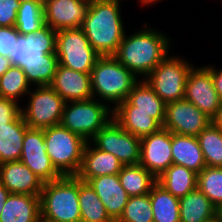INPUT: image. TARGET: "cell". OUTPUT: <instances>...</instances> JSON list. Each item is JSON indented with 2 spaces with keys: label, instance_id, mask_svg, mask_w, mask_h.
<instances>
[{
  "label": "cell",
  "instance_id": "obj_1",
  "mask_svg": "<svg viewBox=\"0 0 222 222\" xmlns=\"http://www.w3.org/2000/svg\"><path fill=\"white\" fill-rule=\"evenodd\" d=\"M56 30L48 25L35 33L19 34L9 59L26 74L30 85H50L58 66Z\"/></svg>",
  "mask_w": 222,
  "mask_h": 222
},
{
  "label": "cell",
  "instance_id": "obj_2",
  "mask_svg": "<svg viewBox=\"0 0 222 222\" xmlns=\"http://www.w3.org/2000/svg\"><path fill=\"white\" fill-rule=\"evenodd\" d=\"M119 0H90L81 29L93 49L101 56L114 55L125 31Z\"/></svg>",
  "mask_w": 222,
  "mask_h": 222
},
{
  "label": "cell",
  "instance_id": "obj_3",
  "mask_svg": "<svg viewBox=\"0 0 222 222\" xmlns=\"http://www.w3.org/2000/svg\"><path fill=\"white\" fill-rule=\"evenodd\" d=\"M169 37L155 29H142L124 35L117 52L113 55L136 77L150 72L169 54Z\"/></svg>",
  "mask_w": 222,
  "mask_h": 222
},
{
  "label": "cell",
  "instance_id": "obj_4",
  "mask_svg": "<svg viewBox=\"0 0 222 222\" xmlns=\"http://www.w3.org/2000/svg\"><path fill=\"white\" fill-rule=\"evenodd\" d=\"M90 75L93 98L96 95L101 98V102L114 103L113 108L127 99L133 85L138 81V77L113 55L100 56Z\"/></svg>",
  "mask_w": 222,
  "mask_h": 222
},
{
  "label": "cell",
  "instance_id": "obj_5",
  "mask_svg": "<svg viewBox=\"0 0 222 222\" xmlns=\"http://www.w3.org/2000/svg\"><path fill=\"white\" fill-rule=\"evenodd\" d=\"M79 178L62 176L43 183L40 194L41 217L55 222H81Z\"/></svg>",
  "mask_w": 222,
  "mask_h": 222
},
{
  "label": "cell",
  "instance_id": "obj_6",
  "mask_svg": "<svg viewBox=\"0 0 222 222\" xmlns=\"http://www.w3.org/2000/svg\"><path fill=\"white\" fill-rule=\"evenodd\" d=\"M45 149L62 176H76L82 164L87 141L61 124L43 129Z\"/></svg>",
  "mask_w": 222,
  "mask_h": 222
},
{
  "label": "cell",
  "instance_id": "obj_7",
  "mask_svg": "<svg viewBox=\"0 0 222 222\" xmlns=\"http://www.w3.org/2000/svg\"><path fill=\"white\" fill-rule=\"evenodd\" d=\"M112 119L113 108L110 109L106 103L92 98L66 102L61 125L82 136L86 141H91Z\"/></svg>",
  "mask_w": 222,
  "mask_h": 222
},
{
  "label": "cell",
  "instance_id": "obj_8",
  "mask_svg": "<svg viewBox=\"0 0 222 222\" xmlns=\"http://www.w3.org/2000/svg\"><path fill=\"white\" fill-rule=\"evenodd\" d=\"M193 66L178 56L167 55L143 78L166 103L184 99L186 79Z\"/></svg>",
  "mask_w": 222,
  "mask_h": 222
},
{
  "label": "cell",
  "instance_id": "obj_9",
  "mask_svg": "<svg viewBox=\"0 0 222 222\" xmlns=\"http://www.w3.org/2000/svg\"><path fill=\"white\" fill-rule=\"evenodd\" d=\"M55 54L59 65L82 73H91L101 56L93 49L81 28L57 31Z\"/></svg>",
  "mask_w": 222,
  "mask_h": 222
},
{
  "label": "cell",
  "instance_id": "obj_10",
  "mask_svg": "<svg viewBox=\"0 0 222 222\" xmlns=\"http://www.w3.org/2000/svg\"><path fill=\"white\" fill-rule=\"evenodd\" d=\"M29 91V103L21 108L22 117L29 128L46 129L61 124L65 101L50 86H35Z\"/></svg>",
  "mask_w": 222,
  "mask_h": 222
},
{
  "label": "cell",
  "instance_id": "obj_11",
  "mask_svg": "<svg viewBox=\"0 0 222 222\" xmlns=\"http://www.w3.org/2000/svg\"><path fill=\"white\" fill-rule=\"evenodd\" d=\"M91 140L90 143L113 154L123 165L139 164L141 138L124 130L114 118Z\"/></svg>",
  "mask_w": 222,
  "mask_h": 222
},
{
  "label": "cell",
  "instance_id": "obj_12",
  "mask_svg": "<svg viewBox=\"0 0 222 222\" xmlns=\"http://www.w3.org/2000/svg\"><path fill=\"white\" fill-rule=\"evenodd\" d=\"M211 122V118L193 103L182 99L166 104L162 127L171 133L196 137Z\"/></svg>",
  "mask_w": 222,
  "mask_h": 222
},
{
  "label": "cell",
  "instance_id": "obj_13",
  "mask_svg": "<svg viewBox=\"0 0 222 222\" xmlns=\"http://www.w3.org/2000/svg\"><path fill=\"white\" fill-rule=\"evenodd\" d=\"M184 99L193 103L211 119L221 105L210 74V66L192 67L185 85Z\"/></svg>",
  "mask_w": 222,
  "mask_h": 222
},
{
  "label": "cell",
  "instance_id": "obj_14",
  "mask_svg": "<svg viewBox=\"0 0 222 222\" xmlns=\"http://www.w3.org/2000/svg\"><path fill=\"white\" fill-rule=\"evenodd\" d=\"M20 161L44 183L62 177L46 152L43 129L26 130Z\"/></svg>",
  "mask_w": 222,
  "mask_h": 222
},
{
  "label": "cell",
  "instance_id": "obj_15",
  "mask_svg": "<svg viewBox=\"0 0 222 222\" xmlns=\"http://www.w3.org/2000/svg\"><path fill=\"white\" fill-rule=\"evenodd\" d=\"M171 145L172 133L163 127L155 133L142 137L139 164L158 178L173 164Z\"/></svg>",
  "mask_w": 222,
  "mask_h": 222
},
{
  "label": "cell",
  "instance_id": "obj_16",
  "mask_svg": "<svg viewBox=\"0 0 222 222\" xmlns=\"http://www.w3.org/2000/svg\"><path fill=\"white\" fill-rule=\"evenodd\" d=\"M45 24L53 30L81 28L90 0H43Z\"/></svg>",
  "mask_w": 222,
  "mask_h": 222
},
{
  "label": "cell",
  "instance_id": "obj_17",
  "mask_svg": "<svg viewBox=\"0 0 222 222\" xmlns=\"http://www.w3.org/2000/svg\"><path fill=\"white\" fill-rule=\"evenodd\" d=\"M113 118L124 130L142 138L162 128L165 113L134 111V106L125 100L113 109Z\"/></svg>",
  "mask_w": 222,
  "mask_h": 222
},
{
  "label": "cell",
  "instance_id": "obj_18",
  "mask_svg": "<svg viewBox=\"0 0 222 222\" xmlns=\"http://www.w3.org/2000/svg\"><path fill=\"white\" fill-rule=\"evenodd\" d=\"M90 74L78 72L58 64L50 86L65 102L90 100L93 98Z\"/></svg>",
  "mask_w": 222,
  "mask_h": 222
},
{
  "label": "cell",
  "instance_id": "obj_19",
  "mask_svg": "<svg viewBox=\"0 0 222 222\" xmlns=\"http://www.w3.org/2000/svg\"><path fill=\"white\" fill-rule=\"evenodd\" d=\"M0 183L13 194L40 195L44 182L19 160L0 164Z\"/></svg>",
  "mask_w": 222,
  "mask_h": 222
},
{
  "label": "cell",
  "instance_id": "obj_20",
  "mask_svg": "<svg viewBox=\"0 0 222 222\" xmlns=\"http://www.w3.org/2000/svg\"><path fill=\"white\" fill-rule=\"evenodd\" d=\"M88 183L103 202L107 214L116 222L129 199L127 192L120 184L118 174L94 177Z\"/></svg>",
  "mask_w": 222,
  "mask_h": 222
},
{
  "label": "cell",
  "instance_id": "obj_21",
  "mask_svg": "<svg viewBox=\"0 0 222 222\" xmlns=\"http://www.w3.org/2000/svg\"><path fill=\"white\" fill-rule=\"evenodd\" d=\"M93 146L92 148L90 141H87L82 164L76 176L82 181L88 182L94 177L119 174L124 166L123 163L113 154Z\"/></svg>",
  "mask_w": 222,
  "mask_h": 222
},
{
  "label": "cell",
  "instance_id": "obj_22",
  "mask_svg": "<svg viewBox=\"0 0 222 222\" xmlns=\"http://www.w3.org/2000/svg\"><path fill=\"white\" fill-rule=\"evenodd\" d=\"M40 216V195L10 193L0 213V222H38Z\"/></svg>",
  "mask_w": 222,
  "mask_h": 222
},
{
  "label": "cell",
  "instance_id": "obj_23",
  "mask_svg": "<svg viewBox=\"0 0 222 222\" xmlns=\"http://www.w3.org/2000/svg\"><path fill=\"white\" fill-rule=\"evenodd\" d=\"M171 153L173 164L184 166L197 174L206 167L201 147L195 136L172 133Z\"/></svg>",
  "mask_w": 222,
  "mask_h": 222
},
{
  "label": "cell",
  "instance_id": "obj_24",
  "mask_svg": "<svg viewBox=\"0 0 222 222\" xmlns=\"http://www.w3.org/2000/svg\"><path fill=\"white\" fill-rule=\"evenodd\" d=\"M28 128L22 114L13 122L0 124V164L20 160Z\"/></svg>",
  "mask_w": 222,
  "mask_h": 222
},
{
  "label": "cell",
  "instance_id": "obj_25",
  "mask_svg": "<svg viewBox=\"0 0 222 222\" xmlns=\"http://www.w3.org/2000/svg\"><path fill=\"white\" fill-rule=\"evenodd\" d=\"M180 222H205L217 216V208L198 189L179 199Z\"/></svg>",
  "mask_w": 222,
  "mask_h": 222
},
{
  "label": "cell",
  "instance_id": "obj_26",
  "mask_svg": "<svg viewBox=\"0 0 222 222\" xmlns=\"http://www.w3.org/2000/svg\"><path fill=\"white\" fill-rule=\"evenodd\" d=\"M157 183L180 199L197 188V173L184 166L172 164L158 176Z\"/></svg>",
  "mask_w": 222,
  "mask_h": 222
},
{
  "label": "cell",
  "instance_id": "obj_27",
  "mask_svg": "<svg viewBox=\"0 0 222 222\" xmlns=\"http://www.w3.org/2000/svg\"><path fill=\"white\" fill-rule=\"evenodd\" d=\"M118 177L129 197L147 195L157 183V178L140 164L124 165Z\"/></svg>",
  "mask_w": 222,
  "mask_h": 222
},
{
  "label": "cell",
  "instance_id": "obj_28",
  "mask_svg": "<svg viewBox=\"0 0 222 222\" xmlns=\"http://www.w3.org/2000/svg\"><path fill=\"white\" fill-rule=\"evenodd\" d=\"M153 222H180L179 198L156 183L150 191Z\"/></svg>",
  "mask_w": 222,
  "mask_h": 222
},
{
  "label": "cell",
  "instance_id": "obj_29",
  "mask_svg": "<svg viewBox=\"0 0 222 222\" xmlns=\"http://www.w3.org/2000/svg\"><path fill=\"white\" fill-rule=\"evenodd\" d=\"M79 207L81 222H114L107 214L103 202L88 182L79 179Z\"/></svg>",
  "mask_w": 222,
  "mask_h": 222
},
{
  "label": "cell",
  "instance_id": "obj_30",
  "mask_svg": "<svg viewBox=\"0 0 222 222\" xmlns=\"http://www.w3.org/2000/svg\"><path fill=\"white\" fill-rule=\"evenodd\" d=\"M134 111L148 113H165L166 103L154 92L150 85L142 79L137 81L126 99Z\"/></svg>",
  "mask_w": 222,
  "mask_h": 222
},
{
  "label": "cell",
  "instance_id": "obj_31",
  "mask_svg": "<svg viewBox=\"0 0 222 222\" xmlns=\"http://www.w3.org/2000/svg\"><path fill=\"white\" fill-rule=\"evenodd\" d=\"M45 25L43 1L20 3L14 24L20 34L35 33Z\"/></svg>",
  "mask_w": 222,
  "mask_h": 222
},
{
  "label": "cell",
  "instance_id": "obj_32",
  "mask_svg": "<svg viewBox=\"0 0 222 222\" xmlns=\"http://www.w3.org/2000/svg\"><path fill=\"white\" fill-rule=\"evenodd\" d=\"M196 137L206 166L222 167V131L211 122Z\"/></svg>",
  "mask_w": 222,
  "mask_h": 222
},
{
  "label": "cell",
  "instance_id": "obj_33",
  "mask_svg": "<svg viewBox=\"0 0 222 222\" xmlns=\"http://www.w3.org/2000/svg\"><path fill=\"white\" fill-rule=\"evenodd\" d=\"M30 83L19 66L12 65L0 76V96L18 102L19 97L29 93Z\"/></svg>",
  "mask_w": 222,
  "mask_h": 222
},
{
  "label": "cell",
  "instance_id": "obj_34",
  "mask_svg": "<svg viewBox=\"0 0 222 222\" xmlns=\"http://www.w3.org/2000/svg\"><path fill=\"white\" fill-rule=\"evenodd\" d=\"M197 188L218 209L222 205V167H204L197 174Z\"/></svg>",
  "mask_w": 222,
  "mask_h": 222
},
{
  "label": "cell",
  "instance_id": "obj_35",
  "mask_svg": "<svg viewBox=\"0 0 222 222\" xmlns=\"http://www.w3.org/2000/svg\"><path fill=\"white\" fill-rule=\"evenodd\" d=\"M116 222H153L150 194L129 197Z\"/></svg>",
  "mask_w": 222,
  "mask_h": 222
},
{
  "label": "cell",
  "instance_id": "obj_36",
  "mask_svg": "<svg viewBox=\"0 0 222 222\" xmlns=\"http://www.w3.org/2000/svg\"><path fill=\"white\" fill-rule=\"evenodd\" d=\"M20 33L14 26H0V55L8 57L14 52Z\"/></svg>",
  "mask_w": 222,
  "mask_h": 222
},
{
  "label": "cell",
  "instance_id": "obj_37",
  "mask_svg": "<svg viewBox=\"0 0 222 222\" xmlns=\"http://www.w3.org/2000/svg\"><path fill=\"white\" fill-rule=\"evenodd\" d=\"M19 6L18 0H0V26H14Z\"/></svg>",
  "mask_w": 222,
  "mask_h": 222
},
{
  "label": "cell",
  "instance_id": "obj_38",
  "mask_svg": "<svg viewBox=\"0 0 222 222\" xmlns=\"http://www.w3.org/2000/svg\"><path fill=\"white\" fill-rule=\"evenodd\" d=\"M20 114L18 102L0 96V124L13 122Z\"/></svg>",
  "mask_w": 222,
  "mask_h": 222
},
{
  "label": "cell",
  "instance_id": "obj_39",
  "mask_svg": "<svg viewBox=\"0 0 222 222\" xmlns=\"http://www.w3.org/2000/svg\"><path fill=\"white\" fill-rule=\"evenodd\" d=\"M210 74L215 90L218 93L220 101L222 102V68L218 71V69H215L214 66H210Z\"/></svg>",
  "mask_w": 222,
  "mask_h": 222
},
{
  "label": "cell",
  "instance_id": "obj_40",
  "mask_svg": "<svg viewBox=\"0 0 222 222\" xmlns=\"http://www.w3.org/2000/svg\"><path fill=\"white\" fill-rule=\"evenodd\" d=\"M12 66L8 57L0 55V76H2Z\"/></svg>",
  "mask_w": 222,
  "mask_h": 222
},
{
  "label": "cell",
  "instance_id": "obj_41",
  "mask_svg": "<svg viewBox=\"0 0 222 222\" xmlns=\"http://www.w3.org/2000/svg\"><path fill=\"white\" fill-rule=\"evenodd\" d=\"M9 195L8 189L0 183V213Z\"/></svg>",
  "mask_w": 222,
  "mask_h": 222
},
{
  "label": "cell",
  "instance_id": "obj_42",
  "mask_svg": "<svg viewBox=\"0 0 222 222\" xmlns=\"http://www.w3.org/2000/svg\"><path fill=\"white\" fill-rule=\"evenodd\" d=\"M211 120L212 123L222 131V102L215 116Z\"/></svg>",
  "mask_w": 222,
  "mask_h": 222
},
{
  "label": "cell",
  "instance_id": "obj_43",
  "mask_svg": "<svg viewBox=\"0 0 222 222\" xmlns=\"http://www.w3.org/2000/svg\"><path fill=\"white\" fill-rule=\"evenodd\" d=\"M156 1L158 2V1H160V0H140V2L145 6L146 4L148 5V4H155L156 3ZM155 2V3H154Z\"/></svg>",
  "mask_w": 222,
  "mask_h": 222
},
{
  "label": "cell",
  "instance_id": "obj_44",
  "mask_svg": "<svg viewBox=\"0 0 222 222\" xmlns=\"http://www.w3.org/2000/svg\"><path fill=\"white\" fill-rule=\"evenodd\" d=\"M217 216L219 217L220 221L222 222V205L217 209Z\"/></svg>",
  "mask_w": 222,
  "mask_h": 222
},
{
  "label": "cell",
  "instance_id": "obj_45",
  "mask_svg": "<svg viewBox=\"0 0 222 222\" xmlns=\"http://www.w3.org/2000/svg\"><path fill=\"white\" fill-rule=\"evenodd\" d=\"M205 222H221V221H220V219H219L218 216H215V217H213L212 219L207 220V221H205Z\"/></svg>",
  "mask_w": 222,
  "mask_h": 222
},
{
  "label": "cell",
  "instance_id": "obj_46",
  "mask_svg": "<svg viewBox=\"0 0 222 222\" xmlns=\"http://www.w3.org/2000/svg\"><path fill=\"white\" fill-rule=\"evenodd\" d=\"M38 222H55V221H52V220H49V219H46V218H43V217L40 216Z\"/></svg>",
  "mask_w": 222,
  "mask_h": 222
},
{
  "label": "cell",
  "instance_id": "obj_47",
  "mask_svg": "<svg viewBox=\"0 0 222 222\" xmlns=\"http://www.w3.org/2000/svg\"><path fill=\"white\" fill-rule=\"evenodd\" d=\"M20 3L31 2V1H43V0H18Z\"/></svg>",
  "mask_w": 222,
  "mask_h": 222
}]
</instances>
